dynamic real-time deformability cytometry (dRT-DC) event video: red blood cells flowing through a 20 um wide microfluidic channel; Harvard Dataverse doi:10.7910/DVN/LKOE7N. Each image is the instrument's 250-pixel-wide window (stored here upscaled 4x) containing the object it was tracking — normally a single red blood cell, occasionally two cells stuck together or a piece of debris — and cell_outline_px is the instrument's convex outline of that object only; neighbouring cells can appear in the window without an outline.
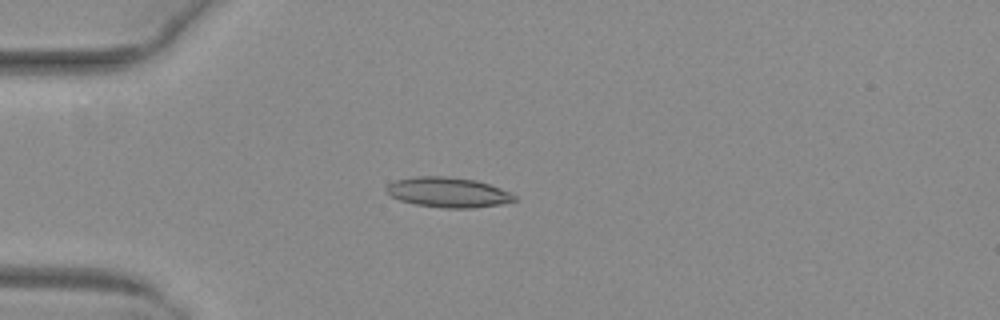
{"species": "common noctule bat (a hibernating species)", "species_latin": "Nyctalus noctula", "temperature_condition": "warm", "stored_images_in_passage": 51, "camera_frame_rate_fps": 3000, "um_per_image_px": 0.085, "animal": {"sex": "female", "body_mass_g": 29.2, "forearm_length_mm": 56.3}, "frame": {"image": 1, "passage_image": 14, "time_ms": 4.333, "image_size_px": [1000, 320], "cell_outline_px": [[516, 200], [500, 204], [472, 208], [444, 208], [416, 204], [400, 200], [392, 196], [384, 188], [388, 184], [396, 180], [416, 176], [448, 176], [476, 180], [500, 188], [516, 196]], "centroid_in_image_um": [38.07, 16.34], "position_along_channel_um": 46.9, "area_um2": 22.25}}
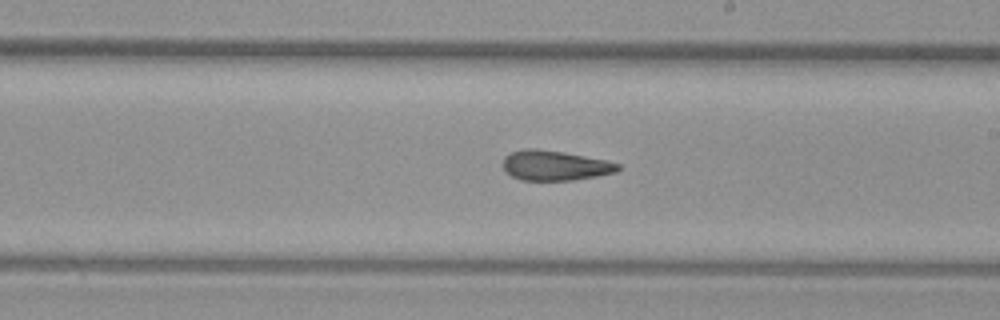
{"frame": {"image": 2, "passage_image": 30, "time_ms": 9.667, "image_size_px": [1000, 320], "cell_outline_px": [[620, 168], [616, 172], [596, 176], [572, 180], [520, 180], [504, 172], [504, 156], [508, 152], [524, 148], [536, 148], [564, 152], [604, 160], [620, 164]], "centroid_in_image_um": [47.11, 14.06], "position_along_channel_um": 241.9, "area_um2": 20.11}}
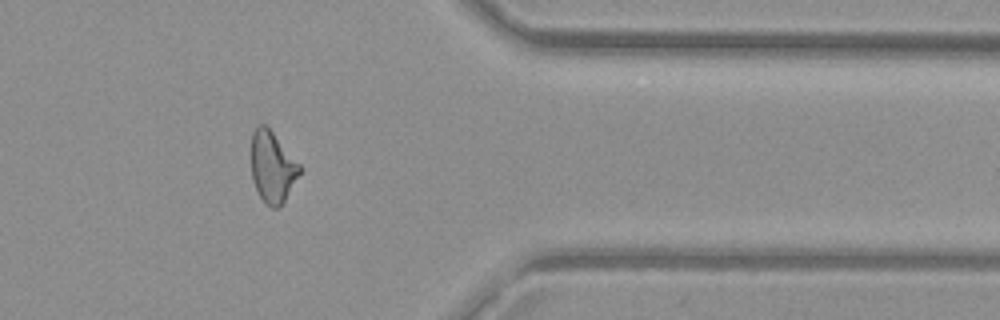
{"frame": {"image": 3, "passage_image": 42, "time_ms": 13.667, "image_size_px": [1000, 320], "cell_outline_px": [[300, 172], [284, 200], [276, 208], [272, 208], [260, 196], [252, 180], [252, 132], [260, 124], [264, 124], [272, 132], [300, 164]], "centroid_in_image_um": [23.14, 14.18], "position_along_channel_um": 388.3, "area_um2": 19.36}, "authors_computed_cell_mechanics": {"area_um2": 20.8658, "velocity_mm_per_s": 4.0517, "shape_relaxation_time_tau1_ms": null, "shape_relaxation_time_tau2_ms": 2.7047, "deformation_change_tau1": null, "deformation_change_tau2": 0.1161}}